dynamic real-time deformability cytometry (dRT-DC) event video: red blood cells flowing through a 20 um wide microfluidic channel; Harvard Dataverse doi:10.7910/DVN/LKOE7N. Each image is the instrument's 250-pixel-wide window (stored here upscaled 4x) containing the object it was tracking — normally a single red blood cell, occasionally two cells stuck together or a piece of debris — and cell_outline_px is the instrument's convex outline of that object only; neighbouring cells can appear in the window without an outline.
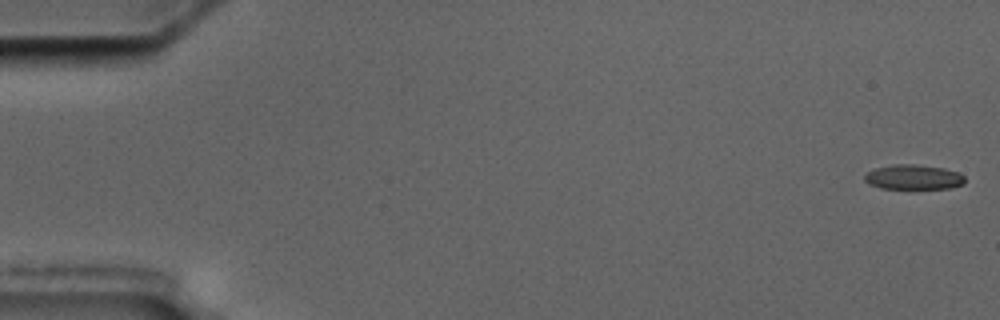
{"species": "common noctule bat (a hibernating species)", "species_latin": "Nyctalus noctula", "temperature_condition": "cold", "stored_images_in_passage": 15, "camera_frame_rate_fps": 3000, "um_per_image_px": 0.085, "animal": {"sex": "male", "body_mass_g": 17.5, "forearm_length_mm": 52.3}, "frame": {"image": 1, "passage_image": 1, "time_ms": 0.0, "image_size_px": [1000, 320], "cell_outline_px": [[964, 184], [952, 188], [880, 188], [868, 184], [864, 180], [864, 176], [868, 172], [876, 168], [892, 164], [916, 164], [944, 168], [956, 172], [964, 176]], "centroid_in_image_um": [77.63, 15.05], "position_along_channel_um": 7.4, "area_um2": 14.45}}
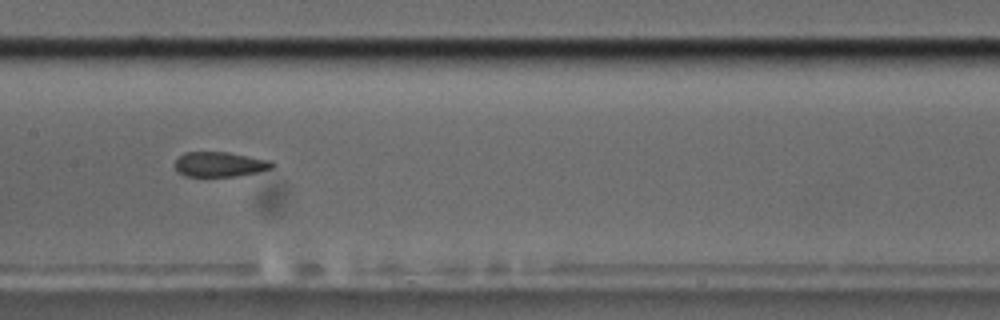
{"frame": {"image": 2, "passage_image": 8, "time_ms": 9.333, "image_size_px": [1000, 320], "cell_outline_px": [[276, 164], [272, 168], [256, 172], [236, 176], [184, 176], [176, 172], [172, 164], [184, 152], [228, 152], [272, 160]], "centroid_in_image_um": [18.65, 13.96], "position_along_channel_um": 188.7, "area_um2": 14.33}}
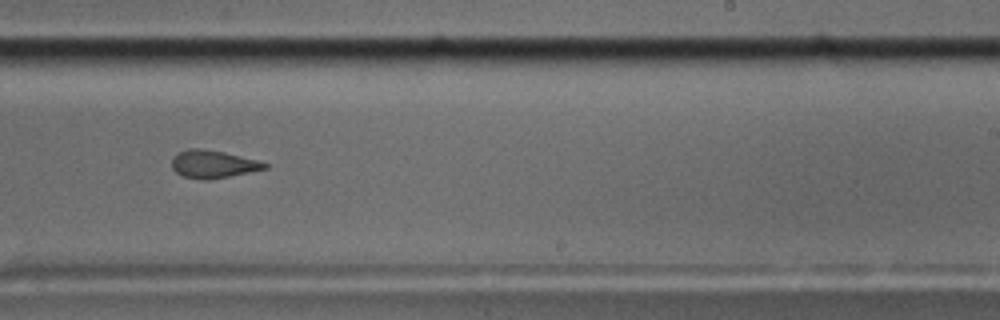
{"frame": {"image": 3, "passage_image": 10, "time_ms": 11.667, "image_size_px": [1000, 320], "cell_outline_px": [[268, 168], [208, 180], [200, 180], [184, 176], [176, 172], [172, 168], [172, 156], [188, 148], [200, 148], [224, 152], [256, 160], [268, 164]], "centroid_in_image_um": [18.07, 13.95], "position_along_channel_um": 270.9, "area_um2": 14.85}, "authors_computed_cell_mechanics": {"area_um2": 15.2592, "velocity_mm_per_s": 3.5239, "shape_relaxation_time_tau1_ms": null, "shape_relaxation_time_tau2_ms": 1.4072, "deformation_change_tau1": null, "deformation_change_tau2": 0.0876}}